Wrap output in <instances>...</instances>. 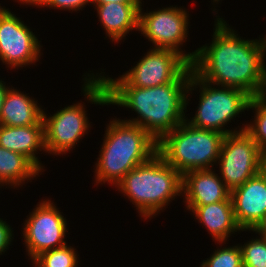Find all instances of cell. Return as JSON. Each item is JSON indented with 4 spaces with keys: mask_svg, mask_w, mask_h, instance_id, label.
Instances as JSON below:
<instances>
[{
    "mask_svg": "<svg viewBox=\"0 0 266 267\" xmlns=\"http://www.w3.org/2000/svg\"><path fill=\"white\" fill-rule=\"evenodd\" d=\"M216 17L212 42L196 49L192 71L214 86L236 88L251 98L266 95V37L244 40Z\"/></svg>",
    "mask_w": 266,
    "mask_h": 267,
    "instance_id": "cell-1",
    "label": "cell"
},
{
    "mask_svg": "<svg viewBox=\"0 0 266 267\" xmlns=\"http://www.w3.org/2000/svg\"><path fill=\"white\" fill-rule=\"evenodd\" d=\"M191 73L192 67L175 82L148 88L105 86L98 73H87V76L84 74L82 90L92 104H112L135 111L137 118L124 121L140 126L159 142L186 120V90Z\"/></svg>",
    "mask_w": 266,
    "mask_h": 267,
    "instance_id": "cell-2",
    "label": "cell"
},
{
    "mask_svg": "<svg viewBox=\"0 0 266 267\" xmlns=\"http://www.w3.org/2000/svg\"><path fill=\"white\" fill-rule=\"evenodd\" d=\"M109 122L95 163V183L116 187L129 171L157 153L158 142L136 124L119 118Z\"/></svg>",
    "mask_w": 266,
    "mask_h": 267,
    "instance_id": "cell-3",
    "label": "cell"
},
{
    "mask_svg": "<svg viewBox=\"0 0 266 267\" xmlns=\"http://www.w3.org/2000/svg\"><path fill=\"white\" fill-rule=\"evenodd\" d=\"M116 187L136 205L141 217L151 220L176 196H182V175L156 153L129 171Z\"/></svg>",
    "mask_w": 266,
    "mask_h": 267,
    "instance_id": "cell-4",
    "label": "cell"
},
{
    "mask_svg": "<svg viewBox=\"0 0 266 267\" xmlns=\"http://www.w3.org/2000/svg\"><path fill=\"white\" fill-rule=\"evenodd\" d=\"M224 136L184 121L158 142L157 153L181 175L191 170L212 169L218 162Z\"/></svg>",
    "mask_w": 266,
    "mask_h": 267,
    "instance_id": "cell-5",
    "label": "cell"
},
{
    "mask_svg": "<svg viewBox=\"0 0 266 267\" xmlns=\"http://www.w3.org/2000/svg\"><path fill=\"white\" fill-rule=\"evenodd\" d=\"M197 86L200 88V101L194 117L191 120L186 118L187 123L198 129L213 130L224 135L245 130L244 124L239 130L226 129L225 125L247 110L251 97L246 92L226 86L213 87V84L200 79L192 71L186 90V109L190 101L189 93L194 88L196 90Z\"/></svg>",
    "mask_w": 266,
    "mask_h": 267,
    "instance_id": "cell-6",
    "label": "cell"
},
{
    "mask_svg": "<svg viewBox=\"0 0 266 267\" xmlns=\"http://www.w3.org/2000/svg\"><path fill=\"white\" fill-rule=\"evenodd\" d=\"M133 67L117 79L101 75L102 71L98 76L105 86L148 88L175 82L191 63L175 50L152 48Z\"/></svg>",
    "mask_w": 266,
    "mask_h": 267,
    "instance_id": "cell-7",
    "label": "cell"
},
{
    "mask_svg": "<svg viewBox=\"0 0 266 267\" xmlns=\"http://www.w3.org/2000/svg\"><path fill=\"white\" fill-rule=\"evenodd\" d=\"M142 2L139 10V31L152 42V48L175 50L190 63L193 62L197 50L188 54L180 47L187 41L189 31V13L181 7H165L143 13ZM181 50V51H180Z\"/></svg>",
    "mask_w": 266,
    "mask_h": 267,
    "instance_id": "cell-8",
    "label": "cell"
},
{
    "mask_svg": "<svg viewBox=\"0 0 266 267\" xmlns=\"http://www.w3.org/2000/svg\"><path fill=\"white\" fill-rule=\"evenodd\" d=\"M262 151L245 131L226 134L218 158L220 178L232 191L261 171Z\"/></svg>",
    "mask_w": 266,
    "mask_h": 267,
    "instance_id": "cell-9",
    "label": "cell"
},
{
    "mask_svg": "<svg viewBox=\"0 0 266 267\" xmlns=\"http://www.w3.org/2000/svg\"><path fill=\"white\" fill-rule=\"evenodd\" d=\"M58 209L51 199H44L25 220L22 236L30 259L44 251L67 245L64 241L67 221Z\"/></svg>",
    "mask_w": 266,
    "mask_h": 267,
    "instance_id": "cell-10",
    "label": "cell"
},
{
    "mask_svg": "<svg viewBox=\"0 0 266 267\" xmlns=\"http://www.w3.org/2000/svg\"><path fill=\"white\" fill-rule=\"evenodd\" d=\"M41 41L9 9L0 12V60L8 68L35 64L41 56Z\"/></svg>",
    "mask_w": 266,
    "mask_h": 267,
    "instance_id": "cell-11",
    "label": "cell"
},
{
    "mask_svg": "<svg viewBox=\"0 0 266 267\" xmlns=\"http://www.w3.org/2000/svg\"><path fill=\"white\" fill-rule=\"evenodd\" d=\"M88 119L80 102L57 110L51 116L43 111L45 153L63 155L70 152L91 127Z\"/></svg>",
    "mask_w": 266,
    "mask_h": 267,
    "instance_id": "cell-12",
    "label": "cell"
},
{
    "mask_svg": "<svg viewBox=\"0 0 266 267\" xmlns=\"http://www.w3.org/2000/svg\"><path fill=\"white\" fill-rule=\"evenodd\" d=\"M234 217L242 231H250L266 214V174L259 173L233 189L230 195Z\"/></svg>",
    "mask_w": 266,
    "mask_h": 267,
    "instance_id": "cell-13",
    "label": "cell"
},
{
    "mask_svg": "<svg viewBox=\"0 0 266 267\" xmlns=\"http://www.w3.org/2000/svg\"><path fill=\"white\" fill-rule=\"evenodd\" d=\"M186 206H204L228 200L231 191L213 169L191 170L182 175Z\"/></svg>",
    "mask_w": 266,
    "mask_h": 267,
    "instance_id": "cell-14",
    "label": "cell"
},
{
    "mask_svg": "<svg viewBox=\"0 0 266 267\" xmlns=\"http://www.w3.org/2000/svg\"><path fill=\"white\" fill-rule=\"evenodd\" d=\"M0 146L27 157L41 172L42 163L36 157L37 151H46L43 119L29 126L0 125Z\"/></svg>",
    "mask_w": 266,
    "mask_h": 267,
    "instance_id": "cell-15",
    "label": "cell"
},
{
    "mask_svg": "<svg viewBox=\"0 0 266 267\" xmlns=\"http://www.w3.org/2000/svg\"><path fill=\"white\" fill-rule=\"evenodd\" d=\"M186 208L193 212V215L195 214V218L207 228L216 242L226 244L225 242L231 234L242 231L234 217L231 197L213 204L187 206Z\"/></svg>",
    "mask_w": 266,
    "mask_h": 267,
    "instance_id": "cell-16",
    "label": "cell"
},
{
    "mask_svg": "<svg viewBox=\"0 0 266 267\" xmlns=\"http://www.w3.org/2000/svg\"><path fill=\"white\" fill-rule=\"evenodd\" d=\"M140 5L141 3L111 2L105 5L94 6L106 35L109 39L118 43L130 31H139Z\"/></svg>",
    "mask_w": 266,
    "mask_h": 267,
    "instance_id": "cell-17",
    "label": "cell"
},
{
    "mask_svg": "<svg viewBox=\"0 0 266 267\" xmlns=\"http://www.w3.org/2000/svg\"><path fill=\"white\" fill-rule=\"evenodd\" d=\"M20 90L8 88L0 114V125L20 127L38 124L43 110L32 97Z\"/></svg>",
    "mask_w": 266,
    "mask_h": 267,
    "instance_id": "cell-18",
    "label": "cell"
},
{
    "mask_svg": "<svg viewBox=\"0 0 266 267\" xmlns=\"http://www.w3.org/2000/svg\"><path fill=\"white\" fill-rule=\"evenodd\" d=\"M41 171L25 156L0 146V186L20 187Z\"/></svg>",
    "mask_w": 266,
    "mask_h": 267,
    "instance_id": "cell-19",
    "label": "cell"
},
{
    "mask_svg": "<svg viewBox=\"0 0 266 267\" xmlns=\"http://www.w3.org/2000/svg\"><path fill=\"white\" fill-rule=\"evenodd\" d=\"M249 109L255 110V116L250 124H245V131L263 151L266 149V95L250 98Z\"/></svg>",
    "mask_w": 266,
    "mask_h": 267,
    "instance_id": "cell-20",
    "label": "cell"
},
{
    "mask_svg": "<svg viewBox=\"0 0 266 267\" xmlns=\"http://www.w3.org/2000/svg\"><path fill=\"white\" fill-rule=\"evenodd\" d=\"M75 250L69 245L47 250L36 256L32 263L36 267H77L79 257Z\"/></svg>",
    "mask_w": 266,
    "mask_h": 267,
    "instance_id": "cell-21",
    "label": "cell"
},
{
    "mask_svg": "<svg viewBox=\"0 0 266 267\" xmlns=\"http://www.w3.org/2000/svg\"><path fill=\"white\" fill-rule=\"evenodd\" d=\"M259 236L239 245L243 267H266V237Z\"/></svg>",
    "mask_w": 266,
    "mask_h": 267,
    "instance_id": "cell-22",
    "label": "cell"
},
{
    "mask_svg": "<svg viewBox=\"0 0 266 267\" xmlns=\"http://www.w3.org/2000/svg\"><path fill=\"white\" fill-rule=\"evenodd\" d=\"M201 267H243L240 246H228L215 249V252L202 261Z\"/></svg>",
    "mask_w": 266,
    "mask_h": 267,
    "instance_id": "cell-23",
    "label": "cell"
},
{
    "mask_svg": "<svg viewBox=\"0 0 266 267\" xmlns=\"http://www.w3.org/2000/svg\"><path fill=\"white\" fill-rule=\"evenodd\" d=\"M88 3L92 4V0H38L34 6L38 7H49L54 9H66V11H80L82 10L85 5L87 6Z\"/></svg>",
    "mask_w": 266,
    "mask_h": 267,
    "instance_id": "cell-24",
    "label": "cell"
},
{
    "mask_svg": "<svg viewBox=\"0 0 266 267\" xmlns=\"http://www.w3.org/2000/svg\"><path fill=\"white\" fill-rule=\"evenodd\" d=\"M12 232L13 230L10 225L0 218V255H2V252L5 253V251L9 249V246H11L10 244L14 239V233Z\"/></svg>",
    "mask_w": 266,
    "mask_h": 267,
    "instance_id": "cell-25",
    "label": "cell"
},
{
    "mask_svg": "<svg viewBox=\"0 0 266 267\" xmlns=\"http://www.w3.org/2000/svg\"><path fill=\"white\" fill-rule=\"evenodd\" d=\"M142 0H92V5H105L111 2L115 3H141Z\"/></svg>",
    "mask_w": 266,
    "mask_h": 267,
    "instance_id": "cell-26",
    "label": "cell"
},
{
    "mask_svg": "<svg viewBox=\"0 0 266 267\" xmlns=\"http://www.w3.org/2000/svg\"><path fill=\"white\" fill-rule=\"evenodd\" d=\"M251 231L255 232L258 235H261L263 237H266V214L264 215L263 219L257 224V226L254 229H251Z\"/></svg>",
    "mask_w": 266,
    "mask_h": 267,
    "instance_id": "cell-27",
    "label": "cell"
},
{
    "mask_svg": "<svg viewBox=\"0 0 266 267\" xmlns=\"http://www.w3.org/2000/svg\"><path fill=\"white\" fill-rule=\"evenodd\" d=\"M9 87L10 86H6L5 82L2 81V79L0 80V114H1L2 105L4 103L5 94Z\"/></svg>",
    "mask_w": 266,
    "mask_h": 267,
    "instance_id": "cell-28",
    "label": "cell"
},
{
    "mask_svg": "<svg viewBox=\"0 0 266 267\" xmlns=\"http://www.w3.org/2000/svg\"><path fill=\"white\" fill-rule=\"evenodd\" d=\"M261 170L266 174V149L262 151Z\"/></svg>",
    "mask_w": 266,
    "mask_h": 267,
    "instance_id": "cell-29",
    "label": "cell"
},
{
    "mask_svg": "<svg viewBox=\"0 0 266 267\" xmlns=\"http://www.w3.org/2000/svg\"><path fill=\"white\" fill-rule=\"evenodd\" d=\"M15 1H17V0H15ZM38 0H18L17 2H20V4H24V5H26L27 3V5H32V7H33V5L37 2Z\"/></svg>",
    "mask_w": 266,
    "mask_h": 267,
    "instance_id": "cell-30",
    "label": "cell"
},
{
    "mask_svg": "<svg viewBox=\"0 0 266 267\" xmlns=\"http://www.w3.org/2000/svg\"><path fill=\"white\" fill-rule=\"evenodd\" d=\"M220 0H213V3L215 2V3H218Z\"/></svg>",
    "mask_w": 266,
    "mask_h": 267,
    "instance_id": "cell-31",
    "label": "cell"
},
{
    "mask_svg": "<svg viewBox=\"0 0 266 267\" xmlns=\"http://www.w3.org/2000/svg\"><path fill=\"white\" fill-rule=\"evenodd\" d=\"M4 9V7L0 6V12Z\"/></svg>",
    "mask_w": 266,
    "mask_h": 267,
    "instance_id": "cell-32",
    "label": "cell"
}]
</instances>
